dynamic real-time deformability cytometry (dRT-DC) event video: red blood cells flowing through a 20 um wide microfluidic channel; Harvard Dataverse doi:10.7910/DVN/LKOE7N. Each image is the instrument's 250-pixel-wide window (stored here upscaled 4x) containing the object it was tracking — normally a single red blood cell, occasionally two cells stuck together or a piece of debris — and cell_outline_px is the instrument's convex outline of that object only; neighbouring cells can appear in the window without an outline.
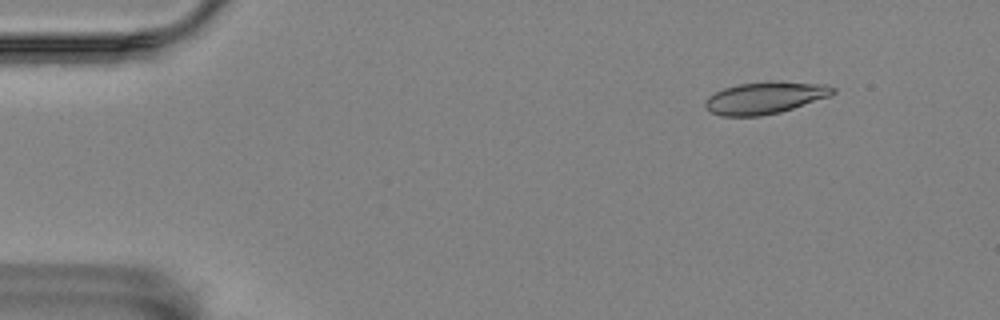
{"species": "Egyptian fruit bat (a non-hibernating species)", "species_latin": "Rousettus aegyptiacus", "temperature_condition": "room temperature", "stored_images_in_passage": 8, "camera_frame_rate_fps": 3000, "um_per_image_px": 0.085, "animal": {"sex": "female"}, "frame": {"image": 1, "passage_image": 1, "time_ms": 0.0, "image_size_px": [1000, 320], "cell_outline_px": [[836, 92], [828, 96], [780, 112], [760, 116], [720, 116], [708, 112], [704, 104], [704, 100], [708, 96], [724, 88], [740, 84], [764, 80], [776, 80], [824, 84], [836, 88]], "centroid_in_image_um": [64.98, 8.3], "position_along_channel_um": 20.0, "area_um2": 24.04}}